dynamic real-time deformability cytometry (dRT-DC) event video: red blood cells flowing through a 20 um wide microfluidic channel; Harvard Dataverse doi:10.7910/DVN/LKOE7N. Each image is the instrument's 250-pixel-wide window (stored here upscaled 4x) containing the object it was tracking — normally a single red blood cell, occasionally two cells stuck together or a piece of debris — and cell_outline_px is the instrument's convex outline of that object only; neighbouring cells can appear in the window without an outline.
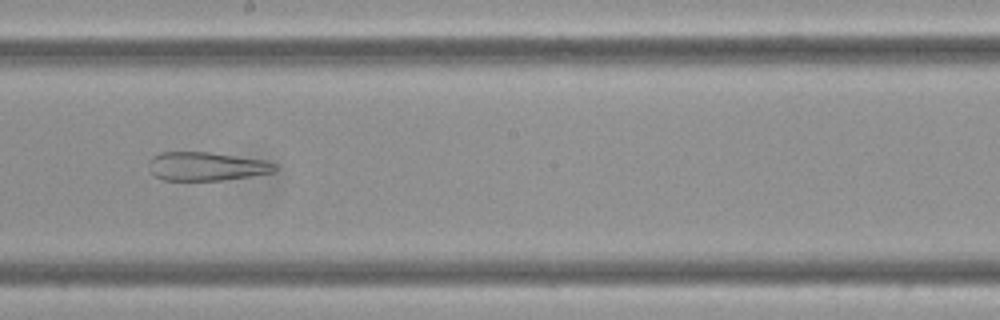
{"species": "Egyptian fruit bat (a non-hibernating species)", "species_latin": "Rousettus aegyptiacus", "temperature_condition": "cold", "stored_images_in_passage": 8, "camera_frame_rate_fps": 3000, "um_per_image_px": 0.085, "frame": {"image": 1, "passage_image": 8, "time_ms": 2.333, "image_size_px": [1000, 320], "cell_outline_px": [[276, 168], [272, 172], [252, 176], [220, 180], [160, 180], [148, 168], [148, 160], [152, 156], [160, 152], [208, 152], [264, 160], [276, 164]], "centroid_in_image_um": [17.49, 14.14], "position_along_channel_um": 230.7, "area_um2": 20.98}}